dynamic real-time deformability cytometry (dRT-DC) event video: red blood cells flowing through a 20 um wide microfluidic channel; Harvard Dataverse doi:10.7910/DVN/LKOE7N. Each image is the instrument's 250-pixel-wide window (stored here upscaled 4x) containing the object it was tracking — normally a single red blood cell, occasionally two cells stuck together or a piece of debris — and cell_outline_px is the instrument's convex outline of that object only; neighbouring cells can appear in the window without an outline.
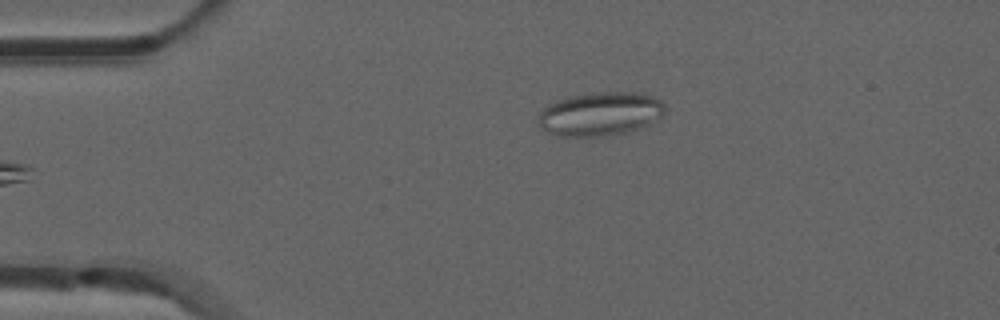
{"species": "common noctule bat (a hibernating species)", "species_latin": "Nyctalus noctula", "temperature_condition": "room temperature", "stored_images_in_passage": 44, "camera_frame_rate_fps": 3000, "um_per_image_px": 0.085, "animal": {"sex": "male", "forearm_length_mm": 52.5}, "frame": {"image": 1, "passage_image": 2, "time_ms": 0.333, "image_size_px": [1000, 320], "cell_outline_px": [[664, 112], [656, 120], [640, 128], [628, 132], [604, 136], [560, 136], [548, 132], [540, 124], [540, 112], [548, 104], [556, 100], [572, 96], [600, 92], [632, 92], [652, 96], [660, 100], [664, 104]], "centroid_in_image_um": [51.04, 9.68], "position_along_channel_um": 34.0, "area_um2": 31.85}}
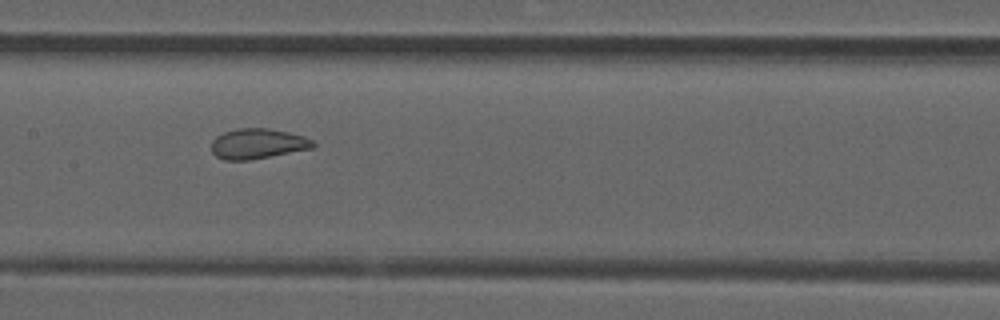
{"frame": {"image": 2, "passage_image": 17, "time_ms": 5.333, "image_size_px": [1000, 320], "cell_outline_px": [[316, 144], [312, 148], [248, 160], [224, 160], [216, 156], [212, 152], [212, 140], [216, 136], [224, 132], [240, 128], [268, 128], [288, 132], [304, 136], [312, 140]], "centroid_in_image_um": [21.88, 12.21], "position_along_channel_um": 185.5, "area_um2": 17.74}}
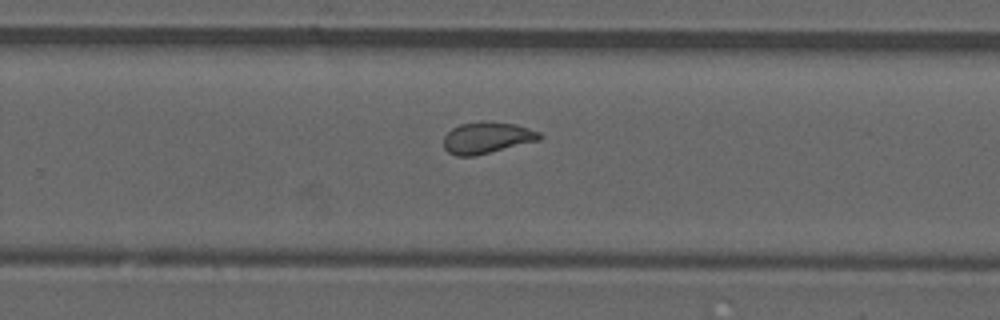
{"frame": {"image": 3, "passage_image": 25, "time_ms": 8.0, "image_size_px": [1000, 320], "cell_outline_px": [[544, 136], [540, 140], [476, 156], [456, 156], [448, 152], [444, 148], [444, 136], [452, 128], [460, 124], [480, 120], [484, 120], [516, 124], [540, 132]], "centroid_in_image_um": [41.4, 11.7], "position_along_channel_um": 288.4, "area_um2": 17.92}, "authors_computed_cell_mechanics": {"area_um2": 18.0625, "velocity_mm_per_s": 3.881, "shape_relaxation_time_tau1_ms": null, "shape_relaxation_time_tau2_ms": 1.0801, "deformation_change_tau1": null, "deformation_change_tau2": 0.0741}}